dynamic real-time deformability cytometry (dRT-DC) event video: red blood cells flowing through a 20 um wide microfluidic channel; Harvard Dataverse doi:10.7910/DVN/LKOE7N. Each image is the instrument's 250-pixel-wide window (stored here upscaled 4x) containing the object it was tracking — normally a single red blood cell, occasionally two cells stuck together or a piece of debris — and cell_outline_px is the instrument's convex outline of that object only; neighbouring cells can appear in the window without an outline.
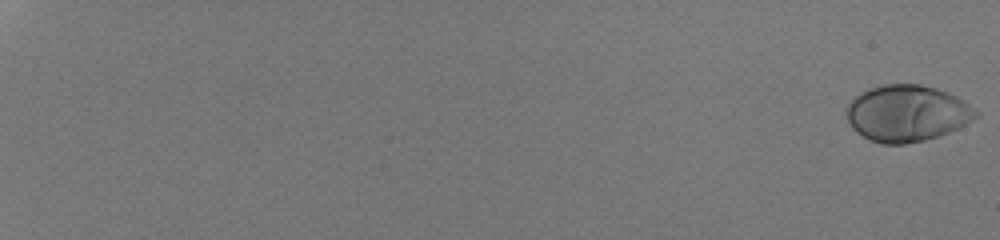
{"species": "human", "species_latin": "Homo sapiens", "temperature_condition": "room temperature", "stored_images_in_passage": 55, "camera_frame_rate_fps": 3000, "um_per_image_px": 0.085, "donor": {"sex": "male"}, "frame": {"image": 1, "passage_image": 1, "time_ms": 0.0, "image_size_px": [1000, 240], "cell_outline_px": [[980, 112], [972, 120], [940, 136], [924, 140], [904, 144], [884, 144], [868, 140], [856, 132], [852, 128], [848, 120], [848, 104], [860, 92], [868, 88], [884, 84], [920, 84], [936, 88], [948, 92], [964, 100]], "centroid_in_image_um": [77.09, 9.63], "position_along_channel_um": 7.9, "area_um2": 42.54}}
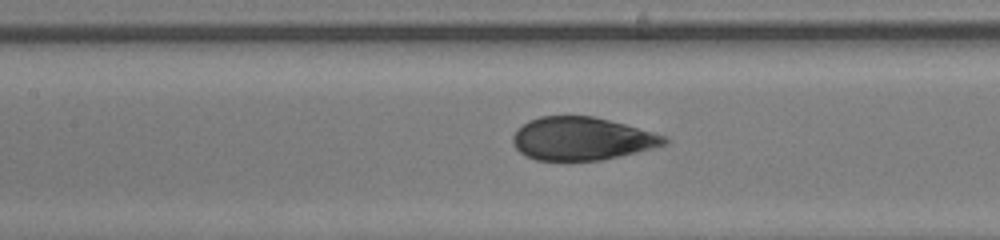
{"frame": {"image": 2, "passage_image": 32, "time_ms": 10.333, "image_size_px": [1000, 240], "cell_outline_px": [[672, 140], [668, 144], [656, 148], [620, 156], [600, 160], [536, 160], [524, 156], [512, 144], [512, 136], [516, 128], [528, 120], [540, 116], [592, 116], [624, 124], [668, 136]], "centroid_in_image_um": [49.47, 11.79], "position_along_channel_um": 157.9, "area_um2": 38.38}}
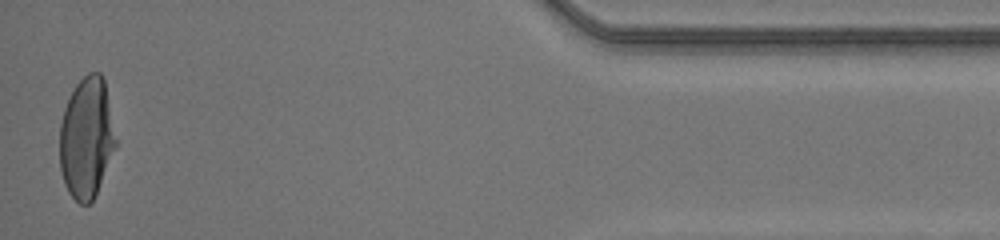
{"frame": {"image": 3, "passage_image": 55, "time_ms": 18.0, "image_size_px": [1000, 240], "cell_outline_px": [[116, 144], [96, 192], [92, 200], [88, 204], [80, 204], [68, 192], [64, 184], [60, 168], [60, 124], [64, 108], [76, 84], [88, 72], [100, 72], [104, 80], [116, 140]], "centroid_in_image_um": [7.33, 11.71], "position_along_channel_um": 427.9, "area_um2": 38.84}, "authors_computed_cell_mechanics": {"area_um2": 39.9976, "velocity_mm_per_s": 4.2068, "shape_relaxation_time_tau1_ms": 5.7169, "shape_relaxation_time_tau2_ms": null, "deformation_change_tau1": 0.2487, "deformation_change_tau2": null}}